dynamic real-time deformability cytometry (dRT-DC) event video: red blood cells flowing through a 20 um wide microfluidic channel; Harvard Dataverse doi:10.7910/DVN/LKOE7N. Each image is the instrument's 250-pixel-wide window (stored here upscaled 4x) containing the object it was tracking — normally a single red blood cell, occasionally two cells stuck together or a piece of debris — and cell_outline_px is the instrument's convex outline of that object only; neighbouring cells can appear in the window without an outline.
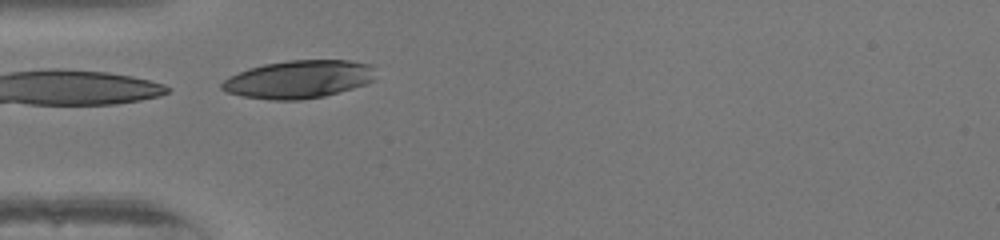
{"species": "human", "species_latin": "Homo sapiens", "temperature_condition": "warm", "stored_images_in_passage": 22, "camera_frame_rate_fps": 3000, "um_per_image_px": 0.085, "donor": {"sex": "female"}, "frame": {"image": 1, "passage_image": 1, "time_ms": 0.0, "image_size_px": [1000, 240], "cell_outline_px": [[376, 80], [352, 88], [324, 96], [300, 100], [268, 100], [244, 96], [228, 92], [220, 88], [220, 84], [224, 80], [248, 68], [264, 64], [288, 60], [348, 60], [372, 64]], "centroid_in_image_um": [25.42, 6.73], "position_along_channel_um": 59.6, "area_um2": 33.93}}
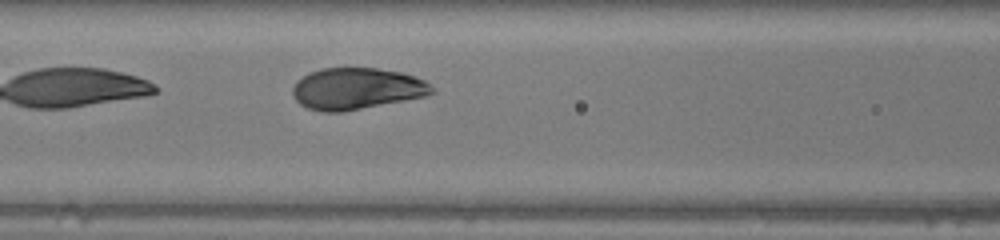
{"frame": {"image": 2, "passage_image": 7, "time_ms": 2.0, "image_size_px": [1000, 240], "cell_outline_px": [[436, 92], [424, 96], [344, 112], [320, 112], [308, 108], [300, 104], [292, 96], [292, 88], [296, 80], [308, 72], [320, 68], [376, 68], [400, 72], [416, 76], [424, 80], [436, 88]], "centroid_in_image_um": [30.29, 7.53], "position_along_channel_um": 136.3, "area_um2": 34.04}}
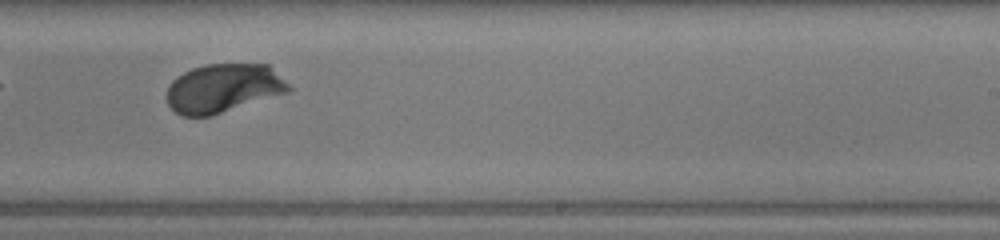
{"frame": {"image": 3, "passage_image": 17, "time_ms": 5.333, "image_size_px": [1000, 240], "cell_outline_px": [[292, 88], [288, 92], [212, 116], [180, 116], [168, 104], [164, 96], [168, 84], [176, 76], [192, 68], [204, 64], [268, 64]], "centroid_in_image_um": [18.92, 7.5], "position_along_channel_um": 270.1, "area_um2": 34.91}}